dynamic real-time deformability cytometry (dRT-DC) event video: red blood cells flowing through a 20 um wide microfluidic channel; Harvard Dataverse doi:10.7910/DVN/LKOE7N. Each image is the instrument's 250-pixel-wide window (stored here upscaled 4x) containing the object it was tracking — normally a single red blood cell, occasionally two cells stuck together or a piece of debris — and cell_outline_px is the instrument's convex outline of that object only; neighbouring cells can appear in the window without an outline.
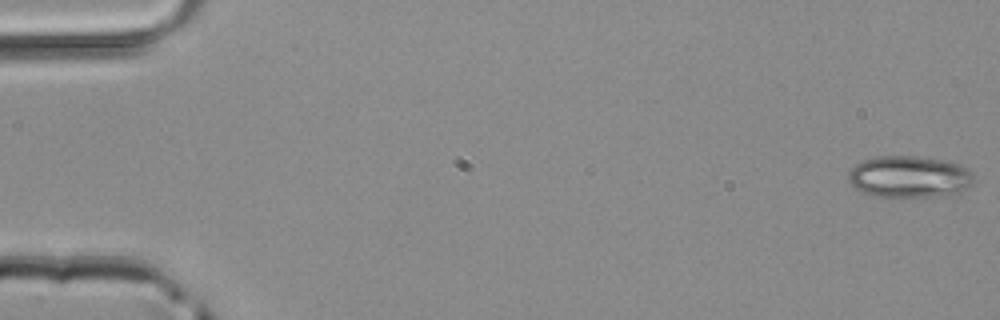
{"species": "common noctule bat (a hibernating species)", "species_latin": "Nyctalus noctula", "temperature_condition": "room temperature", "stored_images_in_passage": 48, "camera_frame_rate_fps": 3000, "um_per_image_px": 0.085, "animal": {"sex": "male", "body_mass_g": 20.4}, "frame": {"image": 1, "passage_image": 1, "time_ms": 0.0, "image_size_px": [1000, 320], "cell_outline_px": [[972, 184], [960, 192], [932, 196], [872, 196], [856, 188], [848, 180], [848, 172], [856, 164], [864, 160], [876, 156], [920, 156], [960, 164], [968, 168], [972, 172]], "centroid_in_image_um": [77.28, 15.01], "position_along_channel_um": 7.7, "area_um2": 30.23}}
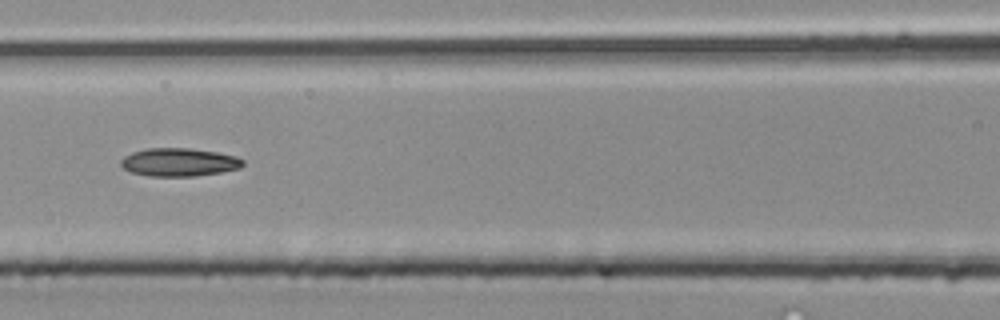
{"frame": {"image": 2, "passage_image": 22, "time_ms": 7.0, "image_size_px": [1000, 320], "cell_outline_px": [[244, 164], [240, 168], [220, 172], [196, 176], [148, 176], [132, 172], [124, 168], [120, 164], [120, 160], [124, 156], [132, 152], [148, 148], [188, 148], [216, 152], [236, 156], [244, 160]], "centroid_in_image_um": [15.22, 13.78], "position_along_channel_um": 151.4, "area_um2": 20.0}}
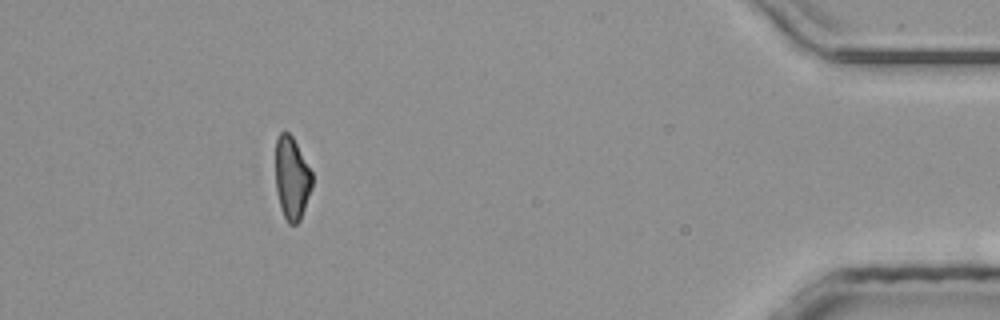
{"frame": {"image": 3, "passage_image": 44, "time_ms": 14.333, "image_size_px": [1000, 320], "cell_outline_px": [[312, 188], [300, 220], [296, 224], [288, 224], [280, 208], [276, 192], [276, 140], [280, 132], [288, 132], [292, 136], [312, 172]], "centroid_in_image_um": [24.8, 15.17], "position_along_channel_um": 410.4, "area_um2": 17.63}}